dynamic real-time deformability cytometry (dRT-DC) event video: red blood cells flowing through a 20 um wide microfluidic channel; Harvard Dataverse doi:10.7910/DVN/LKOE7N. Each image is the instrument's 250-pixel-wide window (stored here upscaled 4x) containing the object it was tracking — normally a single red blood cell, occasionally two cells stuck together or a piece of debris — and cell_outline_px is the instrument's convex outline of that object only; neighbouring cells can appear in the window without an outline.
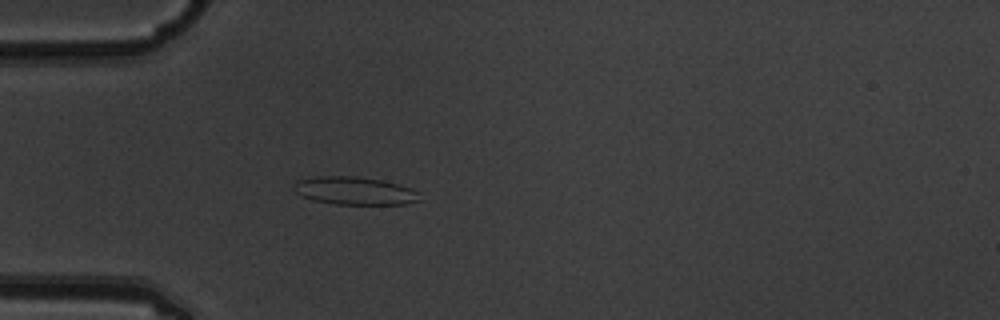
{"species": "common noctule bat (a hibernating species)", "species_latin": "Nyctalus noctula", "temperature_condition": "warm", "stored_images_in_passage": 5, "camera_frame_rate_fps": 3000, "um_per_image_px": 0.085, "animal": {"sex": "male", "body_mass_g": 19.5, "forearm_length_mm": 54.6}, "frame": {"image": 1, "passage_image": 5, "time_ms": 1.333, "image_size_px": [1000, 320], "cell_outline_px": [[420, 200], [408, 204], [336, 204], [312, 200], [296, 192], [292, 188], [292, 184], [296, 180], [316, 176], [356, 176], [380, 180], [400, 184], [412, 188], [420, 192]], "centroid_in_image_um": [30.15, 16.21], "position_along_channel_um": 54.8, "area_um2": 20.69}}